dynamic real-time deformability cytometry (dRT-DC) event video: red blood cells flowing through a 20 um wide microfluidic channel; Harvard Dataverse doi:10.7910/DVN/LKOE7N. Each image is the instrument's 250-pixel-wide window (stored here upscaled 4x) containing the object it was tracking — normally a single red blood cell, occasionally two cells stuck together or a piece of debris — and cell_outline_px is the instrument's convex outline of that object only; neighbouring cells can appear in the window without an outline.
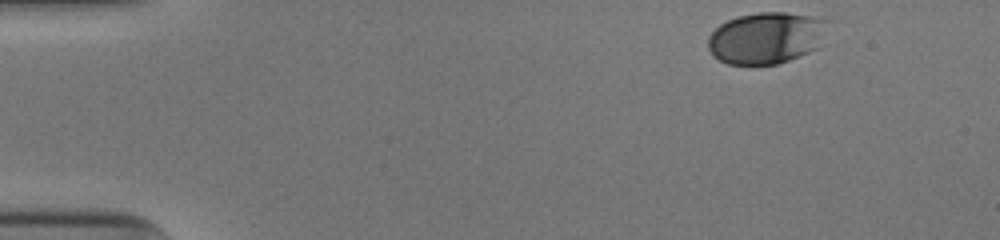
{"species": "human", "species_latin": "Homo sapiens", "temperature_condition": "cold", "stored_images_in_passage": 38, "camera_frame_rate_fps": 3000, "um_per_image_px": 0.085, "donor": {"sex": "male"}, "frame": {"image": 1, "passage_image": 1, "time_ms": 0.0, "image_size_px": [1000, 240], "cell_outline_px": [[824, 20], [816, 48], [808, 52], [788, 60], [776, 64], [728, 64], [712, 56], [708, 48], [708, 36], [720, 24], [728, 20], [740, 16], [760, 12], [784, 12], [812, 16]], "centroid_in_image_um": [65.0, 3.23], "position_along_channel_um": 20.0, "area_um2": 35.03}}
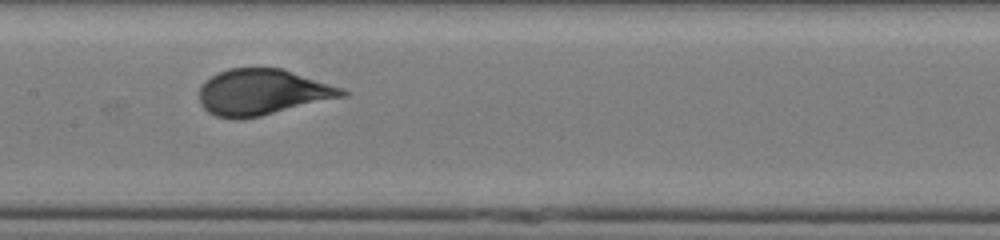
{"frame": {"image": 2, "passage_image": 22, "time_ms": 7.0, "image_size_px": [1000, 240], "cell_outline_px": [[352, 92], [348, 96], [260, 116], [240, 120], [236, 120], [216, 116], [208, 112], [200, 104], [200, 88], [212, 76], [228, 68], [280, 68], [344, 88]], "centroid_in_image_um": [22.35, 7.85], "position_along_channel_um": 185.0, "area_um2": 38.26}}
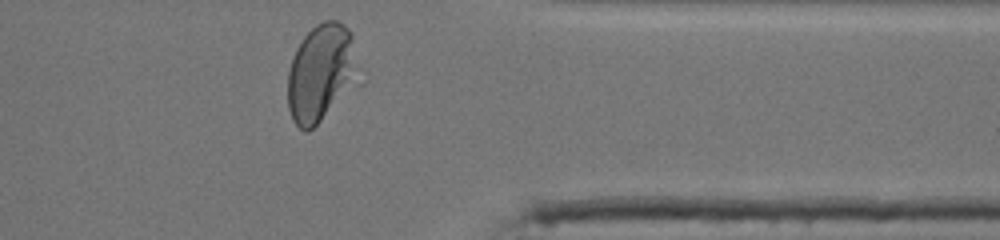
{"frame": {"image": 3, "passage_image": 38, "time_ms": 12.333, "image_size_px": [1000, 240], "cell_outline_px": [[352, 68], [320, 120], [308, 132], [304, 132], [292, 120], [288, 108], [288, 72], [292, 56], [296, 48], [304, 36], [316, 24], [324, 20], [336, 20], [344, 24], [352, 32]], "centroid_in_image_um": [27.06, 6.09], "position_along_channel_um": 384.3, "area_um2": 36.41}, "authors_computed_cell_mechanics": {"area_um2": 38.1191, "velocity_mm_per_s": 3.9021, "shape_relaxation_time_tau1_ms": 3.8011, "shape_relaxation_time_tau2_ms": null, "deformation_change_tau1": 0.1683, "deformation_change_tau2": null}}